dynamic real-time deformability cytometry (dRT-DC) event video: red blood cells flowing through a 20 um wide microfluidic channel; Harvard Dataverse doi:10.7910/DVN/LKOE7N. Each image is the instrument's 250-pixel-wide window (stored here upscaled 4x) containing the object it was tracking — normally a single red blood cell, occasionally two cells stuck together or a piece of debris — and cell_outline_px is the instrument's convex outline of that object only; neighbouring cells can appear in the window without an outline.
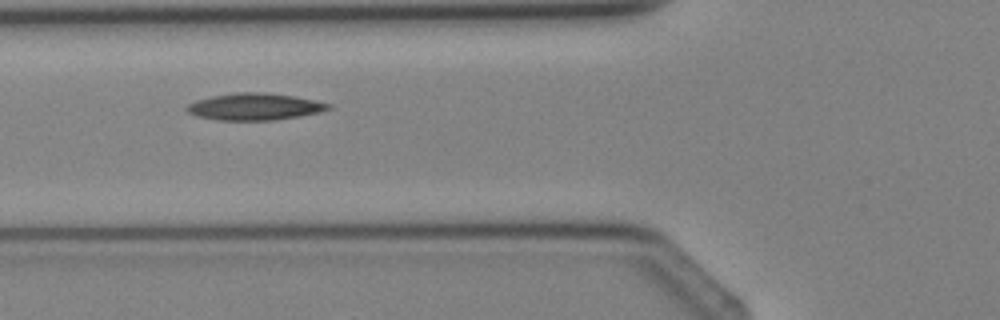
{"species": "Egyptian fruit bat (a non-hibernating species)", "species_latin": "Rousettus aegyptiacus", "temperature_condition": "cold", "stored_images_in_passage": 5, "camera_frame_rate_fps": 3000, "um_per_image_px": 0.085, "animal": {"sex": "female"}, "frame": {"image": 1, "passage_image": 5, "time_ms": 4.667, "image_size_px": [1000, 320], "cell_outline_px": [[332, 108], [320, 112], [300, 116], [276, 120], [216, 120], [200, 116], [188, 112], [184, 108], [188, 104], [196, 100], [212, 96], [236, 92], [264, 92], [296, 96], [332, 104]], "centroid_in_image_um": [21.67, 9.06], "position_along_channel_um": 104.1, "area_um2": 22.25}}